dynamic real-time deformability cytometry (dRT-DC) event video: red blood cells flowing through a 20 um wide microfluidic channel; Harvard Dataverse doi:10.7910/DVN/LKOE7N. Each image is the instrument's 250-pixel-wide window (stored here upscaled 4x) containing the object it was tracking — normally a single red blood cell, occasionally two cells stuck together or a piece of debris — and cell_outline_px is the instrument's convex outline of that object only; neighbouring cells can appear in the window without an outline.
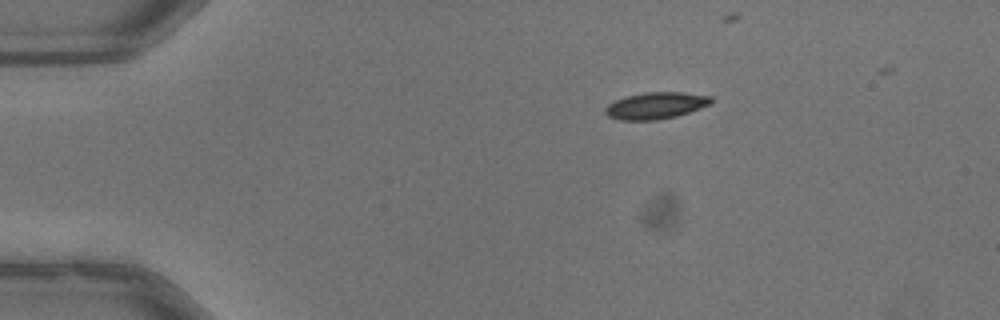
{"species": "common noctule bat (a hibernating species)", "species_latin": "Nyctalus noctula", "temperature_condition": "warm", "stored_images_in_passage": 33, "camera_frame_rate_fps": 3000, "um_per_image_px": 0.085, "animal": {"sex": "male", "body_mass_g": 13.3}, "frame": {"image": 1, "passage_image": 1, "time_ms": 0.0, "image_size_px": [1000, 320], "cell_outline_px": [[712, 104], [676, 116], [656, 120], [620, 120], [608, 116], [604, 112], [604, 108], [608, 104], [616, 100], [628, 96], [644, 92], [684, 92], [712, 96]], "centroid_in_image_um": [55.75, 8.97], "position_along_channel_um": 29.2, "area_um2": 16.47}}
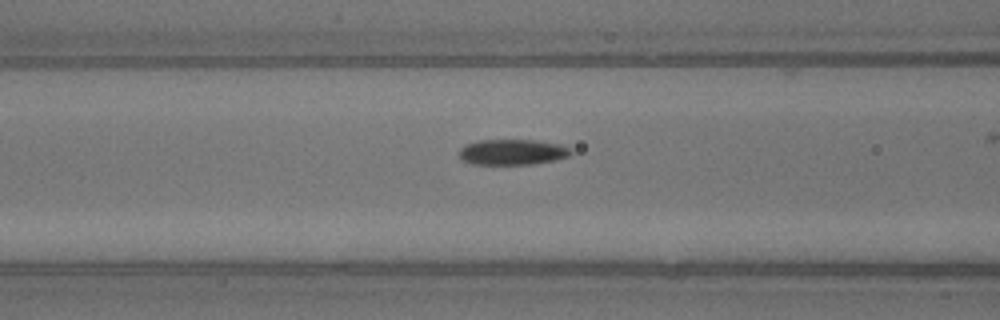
{"frame": {"image": 2, "passage_image": 13, "time_ms": 4.0, "image_size_px": [1000, 320], "cell_outline_px": [[572, 152], [568, 156], [556, 160], [532, 164], [472, 164], [460, 160], [460, 148], [464, 144], [480, 140], [536, 140], [560, 144], [568, 148]], "centroid_in_image_um": [43.52, 12.92], "position_along_channel_um": 123.1, "area_um2": 16.7}}
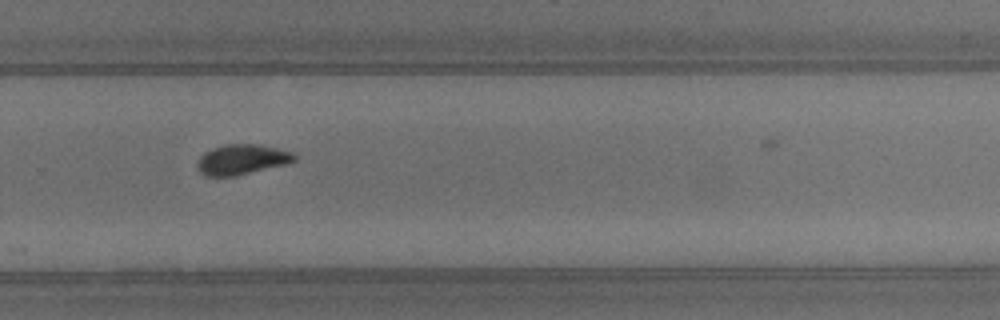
{"frame": {"image": 3, "passage_image": 27, "time_ms": 8.667, "image_size_px": [1000, 320], "cell_outline_px": [[296, 160], [288, 164], [236, 176], [208, 176], [200, 172], [196, 168], [196, 164], [200, 156], [204, 152], [212, 148], [224, 144], [260, 144], [292, 152], [296, 156]], "centroid_in_image_um": [20.55, 13.56], "position_along_channel_um": 309.2, "area_um2": 17.28}}